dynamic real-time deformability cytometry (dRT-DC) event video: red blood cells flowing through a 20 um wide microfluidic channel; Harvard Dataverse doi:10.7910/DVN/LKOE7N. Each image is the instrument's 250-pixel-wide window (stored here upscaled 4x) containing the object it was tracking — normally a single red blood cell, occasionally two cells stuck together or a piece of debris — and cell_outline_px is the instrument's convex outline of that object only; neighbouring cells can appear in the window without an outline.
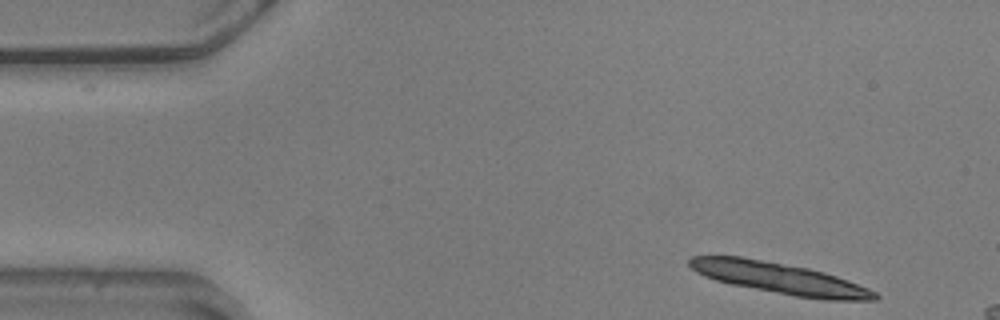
{"species": "common noctule bat (a hibernating species)", "species_latin": "Nyctalus noctula", "temperature_condition": "warm", "stored_images_in_passage": 11, "camera_frame_rate_fps": 3000, "um_per_image_px": 0.085, "animal": {"sex": "male", "body_mass_g": 20.5, "forearm_length_mm": 52.5}, "frame": {"image": 1, "passage_image": 1, "time_ms": 0.0, "image_size_px": [1000, 320], "cell_outline_px": [[880, 296], [876, 300], [824, 300], [796, 296], [732, 284], [716, 280], [704, 276], [696, 272], [688, 264], [688, 260], [692, 256], [740, 256], [808, 268], [824, 272], [848, 280], [868, 288], [876, 292]], "centroid_in_image_um": [66.28, 23.65], "position_along_channel_um": 18.7, "area_um2": 33.41}}